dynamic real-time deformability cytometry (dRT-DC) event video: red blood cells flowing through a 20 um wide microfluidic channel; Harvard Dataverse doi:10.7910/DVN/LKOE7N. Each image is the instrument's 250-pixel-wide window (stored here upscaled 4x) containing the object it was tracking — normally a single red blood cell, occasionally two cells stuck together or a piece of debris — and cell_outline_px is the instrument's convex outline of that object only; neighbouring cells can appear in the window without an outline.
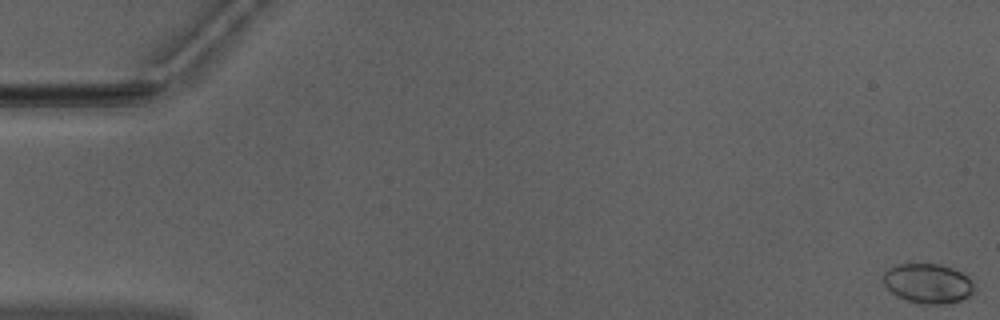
{"species": "Egyptian fruit bat (a non-hibernating species)", "species_latin": "Rousettus aegyptiacus", "temperature_condition": "warm", "stored_images_in_passage": 53, "camera_frame_rate_fps": 3000, "um_per_image_px": 0.085, "animal": {"sex": "male"}, "frame": {"image": 1, "passage_image": 1, "time_ms": 0.0, "image_size_px": [1000, 320], "cell_outline_px": [[976, 292], [968, 300], [944, 304], [920, 304], [896, 296], [884, 284], [884, 272], [888, 268], [896, 264], [940, 264], [952, 268], [968, 276]], "centroid_in_image_um": [78.92, 24.11], "position_along_channel_um": 6.1, "area_um2": 21.33}}
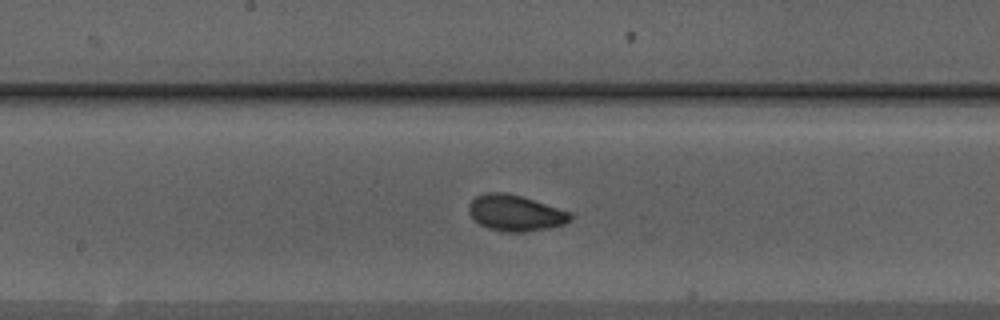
{"frame": {"image": 2, "passage_image": 28, "time_ms": 9.0, "image_size_px": [1000, 320], "cell_outline_px": [[572, 216], [564, 224], [552, 228], [524, 232], [504, 232], [488, 228], [480, 224], [468, 212], [468, 204], [476, 196], [484, 192], [504, 192], [520, 196], [572, 212]], "centroid_in_image_um": [43.79, 18.11], "position_along_channel_um": 204.4, "area_um2": 21.33}}
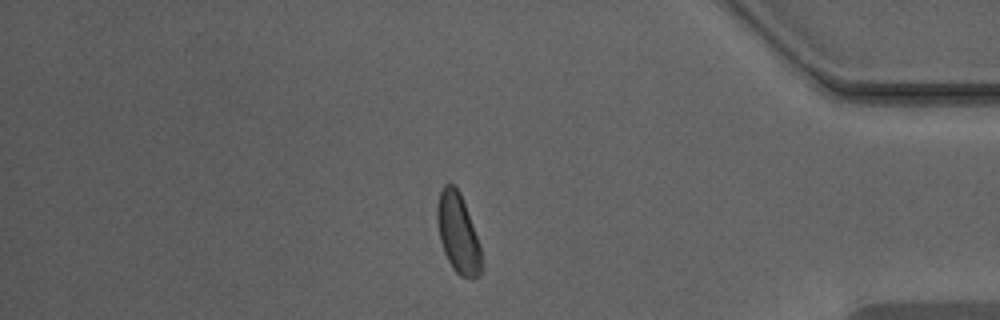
{"frame": {"image": 3, "passage_image": 45, "time_ms": 14.667, "image_size_px": [1000, 320], "cell_outline_px": [[480, 276], [460, 276], [452, 268], [444, 252], [440, 240], [436, 220], [436, 208], [440, 192], [444, 184], [452, 184], [460, 192], [480, 244]], "centroid_in_image_um": [38.89, 19.79], "position_along_channel_um": 396.3, "area_um2": 20.17}, "authors_computed_cell_mechanics": {"area_um2": 20.4612, "velocity_mm_per_s": 3.9599, "shape_relaxation_time_tau1_ms": 2.2164, "shape_relaxation_time_tau2_ms": 2.0686, "deformation_change_tau1": 0.0693, "deformation_change_tau2": 0.0512}}